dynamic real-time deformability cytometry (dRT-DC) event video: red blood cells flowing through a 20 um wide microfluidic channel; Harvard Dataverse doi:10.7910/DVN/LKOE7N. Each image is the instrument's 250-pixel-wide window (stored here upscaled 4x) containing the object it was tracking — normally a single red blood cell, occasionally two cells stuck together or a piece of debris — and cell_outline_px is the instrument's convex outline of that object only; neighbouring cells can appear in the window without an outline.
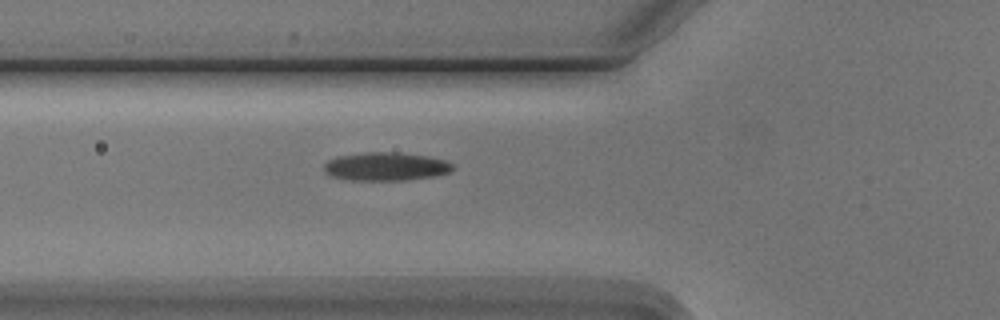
{"species": "Egyptian fruit bat (a non-hibernating species)", "species_latin": "Rousettus aegyptiacus", "temperature_condition": "cold", "stored_images_in_passage": 2, "camera_frame_rate_fps": 3000, "um_per_image_px": 0.085, "animal": {"sex": "male"}, "frame": {"image": 1, "passage_image": 2, "time_ms": 2.333, "image_size_px": [1000, 320], "cell_outline_px": [[452, 168], [448, 172], [432, 176], [408, 180], [348, 180], [332, 176], [324, 172], [324, 164], [328, 160], [336, 156], [364, 152], [396, 152], [428, 156], [444, 160], [452, 164]], "centroid_in_image_um": [32.73, 14.15], "position_along_channel_um": 93.1, "area_um2": 21.21}}